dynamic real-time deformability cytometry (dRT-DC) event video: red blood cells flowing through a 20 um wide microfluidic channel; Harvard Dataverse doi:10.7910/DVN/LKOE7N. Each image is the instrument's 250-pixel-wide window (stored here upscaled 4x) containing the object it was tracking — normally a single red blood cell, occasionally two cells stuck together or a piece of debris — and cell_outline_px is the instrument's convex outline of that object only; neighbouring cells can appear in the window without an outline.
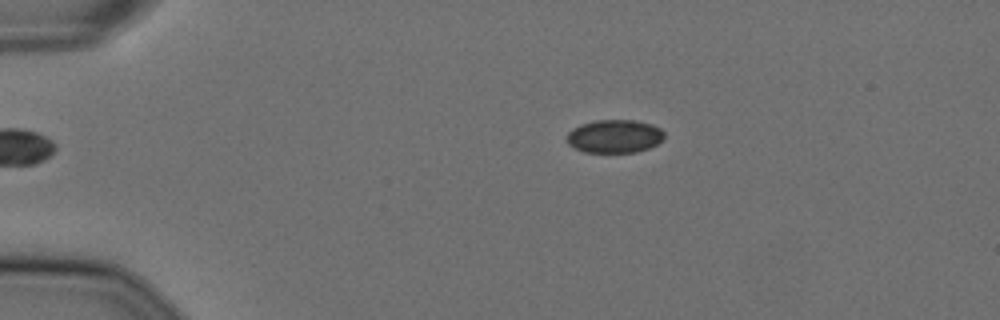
{"species": "Egyptian fruit bat (a non-hibernating species)", "species_latin": "Rousettus aegyptiacus", "temperature_condition": "cold", "stored_images_in_passage": 11, "camera_frame_rate_fps": 3000, "um_per_image_px": 0.085, "animal": {"sex": "female"}, "frame": {"image": 1, "passage_image": 1, "time_ms": 0.0, "image_size_px": [1000, 320], "cell_outline_px": [[664, 140], [648, 148], [636, 152], [584, 152], [568, 144], [564, 140], [568, 132], [572, 128], [580, 124], [596, 120], [636, 120], [652, 124], [660, 128], [664, 132]], "centroid_in_image_um": [52.22, 11.57], "position_along_channel_um": 32.8, "area_um2": 19.07}}
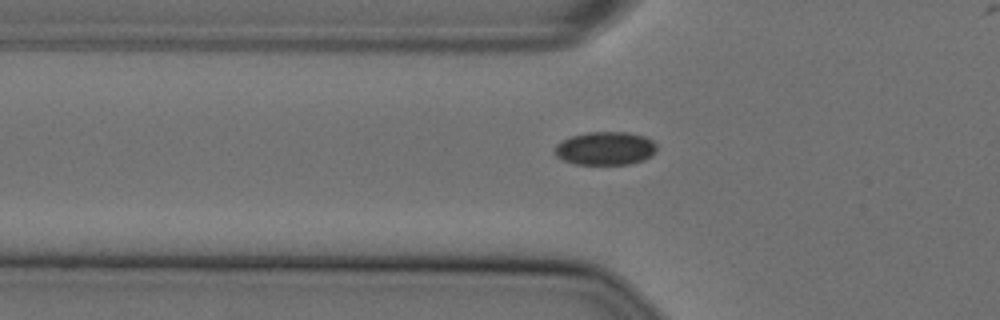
{"frame": {"image": 2, "passage_image": 9, "time_ms": 2.667, "image_size_px": [1000, 320], "cell_outline_px": [[656, 152], [652, 156], [644, 160], [628, 164], [576, 164], [564, 160], [556, 156], [556, 144], [560, 140], [572, 136], [588, 132], [628, 132], [644, 136], [652, 140], [656, 144]], "centroid_in_image_um": [51.48, 12.61], "position_along_channel_um": 74.3, "area_um2": 19.83}}